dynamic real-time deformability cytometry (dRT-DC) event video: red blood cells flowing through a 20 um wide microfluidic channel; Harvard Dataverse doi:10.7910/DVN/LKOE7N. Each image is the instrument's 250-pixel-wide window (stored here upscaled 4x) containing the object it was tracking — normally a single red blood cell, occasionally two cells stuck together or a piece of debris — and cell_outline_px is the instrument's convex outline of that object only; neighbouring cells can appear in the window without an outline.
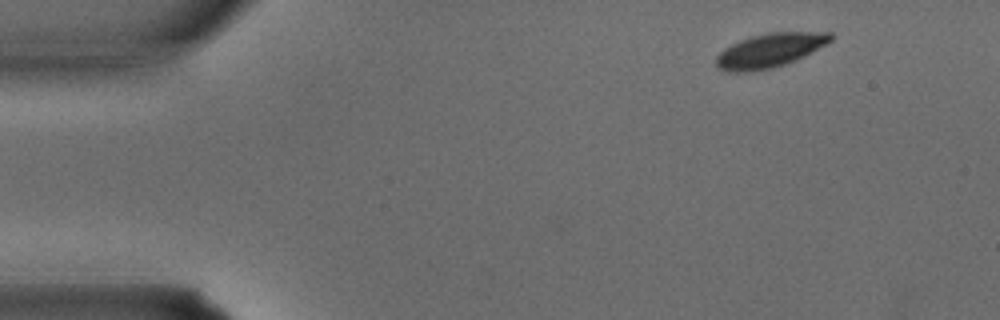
{"species": "common noctule bat (a hibernating species)", "species_latin": "Nyctalus noctula", "temperature_condition": "warm", "stored_images_in_passage": 32, "camera_frame_rate_fps": 3000, "um_per_image_px": 0.085, "animal": {"sex": "male", "body_mass_g": 15.6}, "frame": {"image": 1, "passage_image": 1, "time_ms": 0.0, "image_size_px": [1000, 320], "cell_outline_px": [[832, 40], [804, 56], [796, 60], [772, 68], [748, 72], [728, 72], [716, 68], [716, 56], [724, 48], [740, 40], [752, 36], [768, 32], [832, 32]], "centroid_in_image_um": [65.4, 4.29], "position_along_channel_um": 19.6, "area_um2": 22.66}}
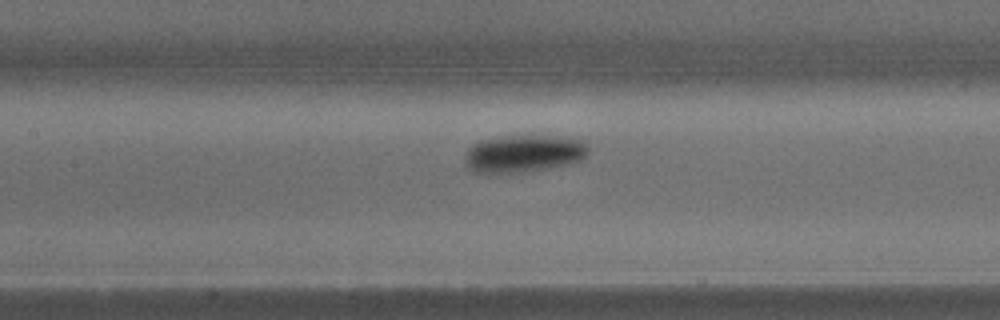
{"frame": {"image": 2, "passage_image": 13, "time_ms": 4.0, "image_size_px": [1000, 320], "cell_outline_px": [[588, 152], [584, 160], [568, 164], [528, 172], [500, 176], [488, 176], [472, 172], [464, 164], [464, 156], [468, 148], [472, 144], [480, 140], [512, 136], [544, 136], [580, 140], [588, 144]], "centroid_in_image_um": [44.41, 13.13], "position_along_channel_um": 163.0, "area_um2": 27.8}}
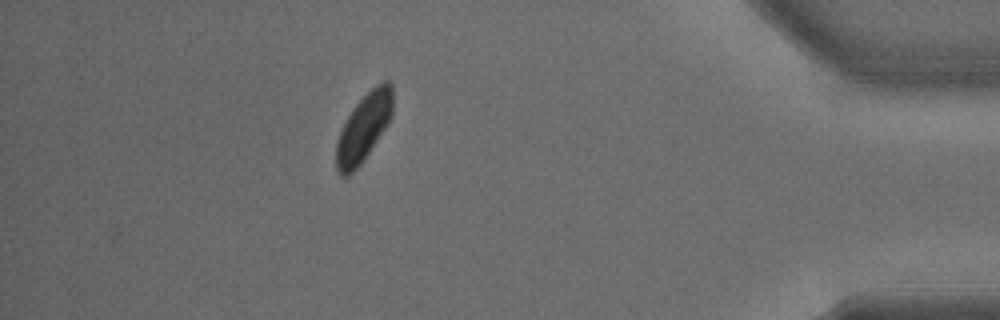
{"frame": {"image": 3, "passage_image": 28, "time_ms": 9.0, "image_size_px": [1000, 320], "cell_outline_px": [[392, 116], [388, 124], [360, 164], [348, 176], [340, 176], [336, 172], [336, 144], [340, 132], [352, 108], [376, 84], [384, 80], [388, 80], [392, 84]], "centroid_in_image_um": [30.91, 10.84], "position_along_channel_um": 404.3, "area_um2": 22.08}}